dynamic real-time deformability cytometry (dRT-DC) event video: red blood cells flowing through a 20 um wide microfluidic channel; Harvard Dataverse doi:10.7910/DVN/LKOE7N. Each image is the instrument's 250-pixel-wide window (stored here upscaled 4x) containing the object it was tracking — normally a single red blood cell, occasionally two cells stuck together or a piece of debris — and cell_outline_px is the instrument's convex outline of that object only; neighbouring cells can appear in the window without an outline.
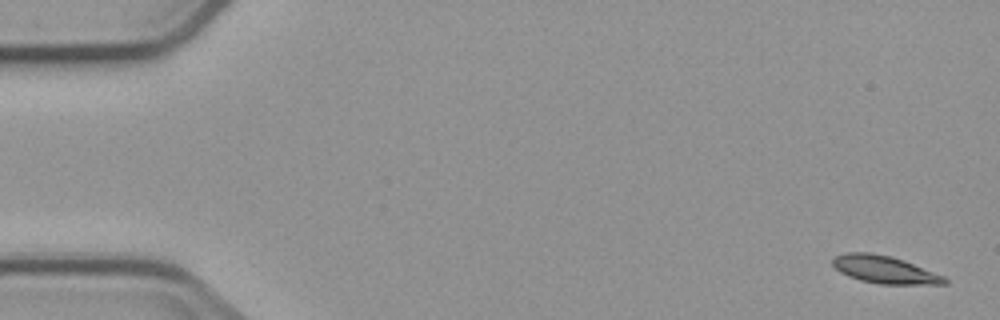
{"species": "common noctule bat (a hibernating species)", "species_latin": "Nyctalus noctula", "temperature_condition": "cold", "stored_images_in_passage": 4, "camera_frame_rate_fps": 3000, "um_per_image_px": 0.085, "animal": {"sex": "male", "body_mass_g": 23.1, "forearm_length_mm": 52.7}, "frame": {"image": 1, "passage_image": 1, "time_ms": 0.0, "image_size_px": [1000, 320], "cell_outline_px": [[948, 284], [880, 284], [860, 280], [848, 276], [840, 272], [832, 264], [832, 256], [844, 252], [872, 252], [892, 256], [904, 260], [944, 276], [948, 280]], "centroid_in_image_um": [75.15, 22.9], "position_along_channel_um": 9.8, "area_um2": 18.15}}